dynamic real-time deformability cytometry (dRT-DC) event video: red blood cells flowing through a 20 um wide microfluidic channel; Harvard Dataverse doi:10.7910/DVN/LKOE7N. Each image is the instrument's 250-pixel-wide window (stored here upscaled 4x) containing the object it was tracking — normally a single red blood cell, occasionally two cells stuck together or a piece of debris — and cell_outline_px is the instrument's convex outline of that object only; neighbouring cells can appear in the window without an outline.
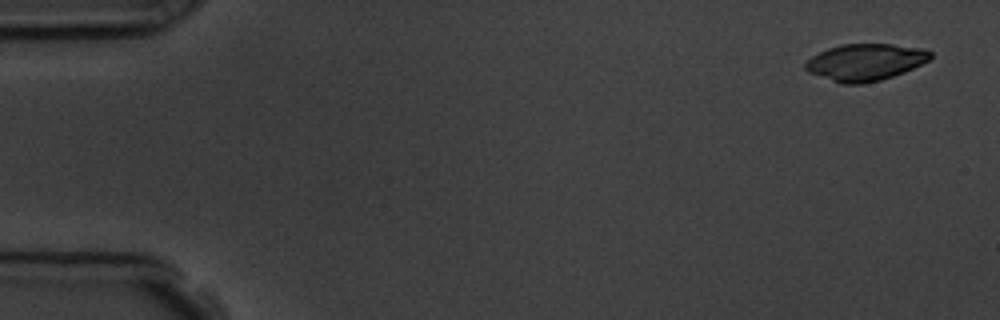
{"species": "common noctule bat (a hibernating species)", "species_latin": "Nyctalus noctula", "temperature_condition": "room temperature", "stored_images_in_passage": 4, "camera_frame_rate_fps": 3000, "um_per_image_px": 0.085, "animal": {"sex": "male", "body_mass_g": 19.5, "forearm_length_mm": 54.6}, "frame": {"image": 1, "passage_image": 1, "time_ms": 0.0, "image_size_px": [1000, 320], "cell_outline_px": [[932, 56], [928, 60], [904, 72], [880, 80], [864, 84], [840, 84], [808, 72], [804, 68], [804, 64], [812, 56], [828, 48], [840, 44], [892, 44], [920, 48], [932, 52]], "centroid_in_image_um": [73.51, 5.29], "position_along_channel_um": 11.5, "area_um2": 26.76}}